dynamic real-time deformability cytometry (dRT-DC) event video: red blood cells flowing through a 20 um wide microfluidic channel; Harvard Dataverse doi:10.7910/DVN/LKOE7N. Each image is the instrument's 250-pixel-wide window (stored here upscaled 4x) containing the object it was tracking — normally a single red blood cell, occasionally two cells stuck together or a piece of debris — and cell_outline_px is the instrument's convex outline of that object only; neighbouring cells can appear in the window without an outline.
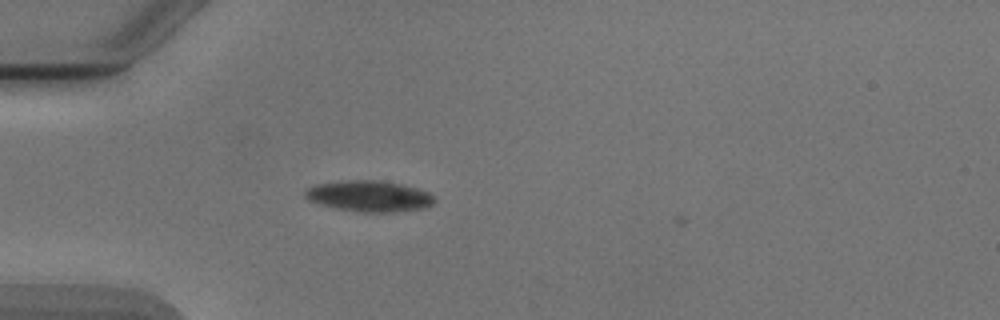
{"species": "Egyptian fruit bat (a non-hibernating species)", "species_latin": "Rousettus aegyptiacus", "temperature_condition": "cold", "stored_images_in_passage": 4, "camera_frame_rate_fps": 3000, "um_per_image_px": 0.085, "animal": {"sex": "male"}, "frame": {"image": 1, "passage_image": 3, "time_ms": 0.667, "image_size_px": [1000, 320], "cell_outline_px": [[436, 200], [432, 204], [424, 208], [396, 212], [360, 212], [336, 208], [320, 204], [308, 200], [304, 196], [304, 192], [308, 188], [316, 184], [356, 180], [368, 180], [396, 184], [416, 188], [428, 192]], "centroid_in_image_um": [31.36, 16.69], "position_along_channel_um": 53.6, "area_um2": 22.89}}